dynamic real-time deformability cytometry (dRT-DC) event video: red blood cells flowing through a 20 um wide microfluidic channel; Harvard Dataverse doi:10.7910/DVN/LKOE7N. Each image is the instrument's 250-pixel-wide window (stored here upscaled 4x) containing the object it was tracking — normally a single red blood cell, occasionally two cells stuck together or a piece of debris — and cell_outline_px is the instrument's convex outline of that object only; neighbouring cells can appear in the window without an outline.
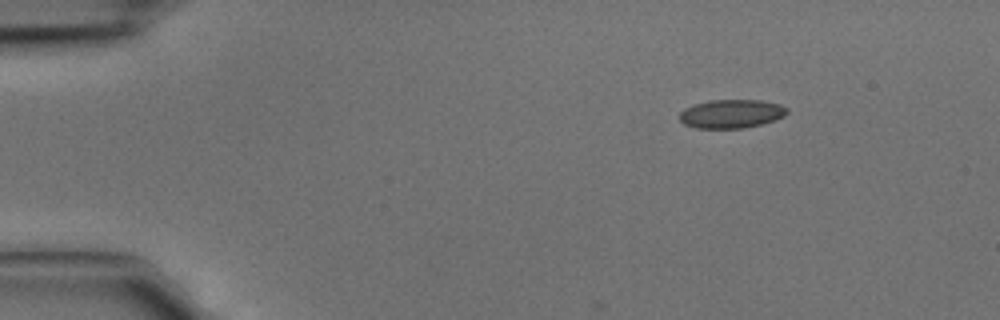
{"species": "common noctule bat (a hibernating species)", "species_latin": "Nyctalus noctula", "temperature_condition": "cold", "stored_images_in_passage": 3, "camera_frame_rate_fps": 3000, "um_per_image_px": 0.085, "animal": {"sex": "male", "body_mass_g": 15.6}, "frame": {"image": 1, "passage_image": 1, "time_ms": 0.0, "image_size_px": [1000, 320], "cell_outline_px": [[788, 112], [784, 116], [776, 120], [760, 124], [740, 128], [696, 128], [684, 124], [680, 120], [680, 112], [684, 108], [708, 100], [760, 100], [780, 104], [788, 108]], "centroid_in_image_um": [62.18, 9.66], "position_along_channel_um": 22.8, "area_um2": 17.92}}
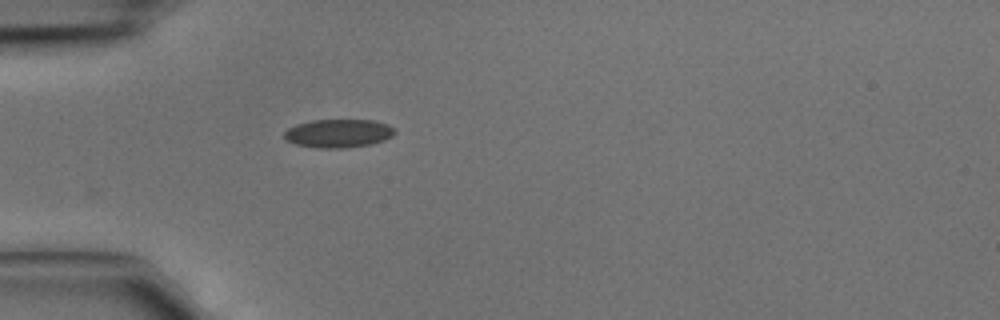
{"frame": {"image": 2, "passage_image": 3, "time_ms": 0.667, "image_size_px": [1000, 320], "cell_outline_px": [[396, 132], [392, 136], [384, 140], [372, 144], [344, 148], [316, 148], [296, 144], [288, 140], [284, 136], [284, 132], [288, 128], [296, 124], [312, 120], [372, 120], [388, 124], [396, 128]], "centroid_in_image_um": [28.8, 11.33], "position_along_channel_um": 56.2, "area_um2": 18.38}}